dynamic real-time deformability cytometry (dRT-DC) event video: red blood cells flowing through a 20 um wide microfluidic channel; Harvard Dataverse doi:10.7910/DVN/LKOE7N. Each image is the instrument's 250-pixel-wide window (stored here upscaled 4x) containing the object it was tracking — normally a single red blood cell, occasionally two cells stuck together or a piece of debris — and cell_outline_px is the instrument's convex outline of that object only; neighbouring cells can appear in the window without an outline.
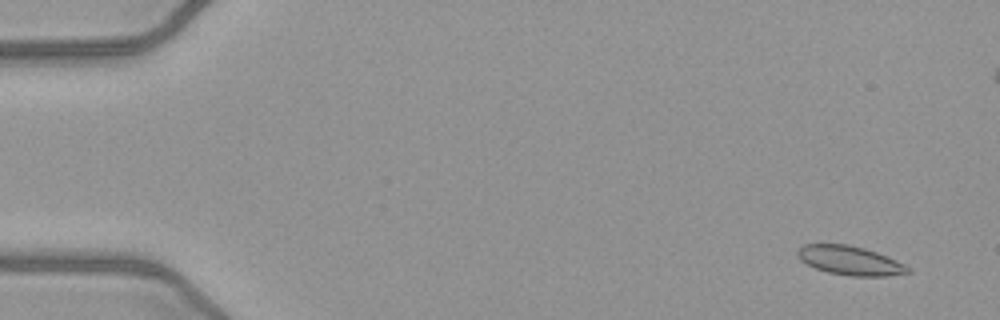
{"species": "common noctule bat (a hibernating species)", "species_latin": "Nyctalus noctula", "temperature_condition": "warm", "stored_images_in_passage": 53, "camera_frame_rate_fps": 3000, "um_per_image_px": 0.085, "animal": {"sex": "female", "body_mass_g": 21.9}, "frame": {"image": 1, "passage_image": 4, "time_ms": 1.0, "image_size_px": [1000, 320], "cell_outline_px": [[912, 272], [888, 276], [852, 276], [828, 272], [816, 268], [800, 260], [796, 256], [796, 252], [804, 244], [848, 244], [864, 248], [876, 252], [896, 260], [912, 268]], "centroid_in_image_um": [72.27, 22.14], "position_along_channel_um": 12.7, "area_um2": 18.67}}
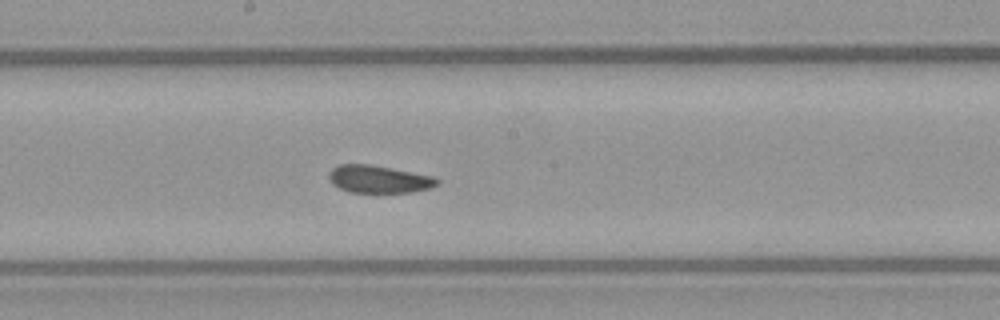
{"frame": {"image": 2, "passage_image": 29, "time_ms": 9.333, "image_size_px": [1000, 320], "cell_outline_px": [[440, 180], [432, 188], [412, 192], [348, 192], [332, 184], [328, 176], [328, 172], [332, 168], [340, 164], [372, 164], [436, 176]], "centroid_in_image_um": [32.22, 15.22], "position_along_channel_um": 216.0, "area_um2": 17.63}}
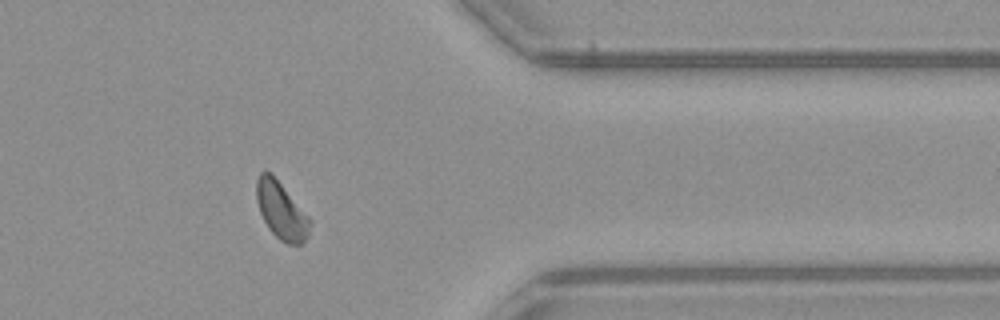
{"frame": {"image": 3, "passage_image": 43, "time_ms": 14.0, "image_size_px": [1000, 320], "cell_outline_px": [[312, 224], [308, 236], [304, 244], [288, 244], [280, 240], [268, 228], [260, 212], [256, 200], [256, 180], [260, 172], [272, 172], [312, 220]], "centroid_in_image_um": [23.93, 17.89], "position_along_channel_um": 387.5, "area_um2": 18.09}, "authors_computed_cell_mechanics": {"area_um2": 18.1492, "velocity_mm_per_s": 4.0205, "shape_relaxation_time_tau1_ms": null, "shape_relaxation_time_tau2_ms": 5.8059, "deformation_change_tau1": null, "deformation_change_tau2": 0.0774}}